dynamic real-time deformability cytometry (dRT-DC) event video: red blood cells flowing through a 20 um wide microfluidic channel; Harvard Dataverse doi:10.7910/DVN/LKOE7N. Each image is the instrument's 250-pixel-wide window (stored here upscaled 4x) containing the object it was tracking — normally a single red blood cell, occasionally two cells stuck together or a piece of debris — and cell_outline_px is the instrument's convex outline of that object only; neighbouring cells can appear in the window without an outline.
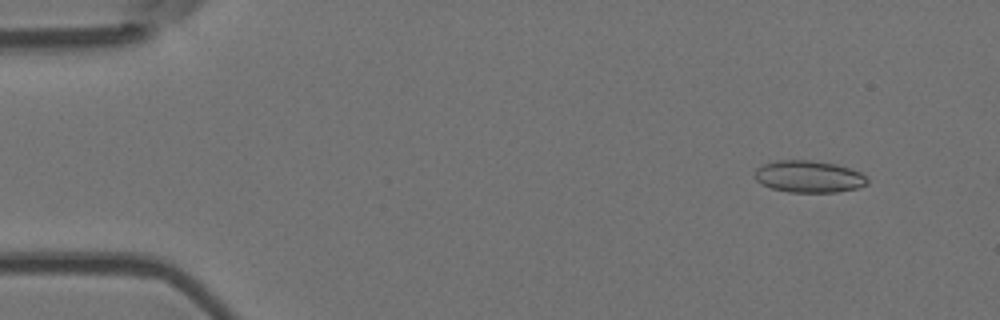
{"species": "Egyptian fruit bat (a non-hibernating species)", "species_latin": "Rousettus aegyptiacus", "temperature_condition": "room temperature", "stored_images_in_passage": 11, "camera_frame_rate_fps": 3000, "um_per_image_px": 0.085, "animal": {"sex": "female"}, "frame": {"image": 1, "passage_image": 5, "time_ms": 1.333, "image_size_px": [1000, 320], "cell_outline_px": [[868, 184], [860, 188], [836, 192], [788, 192], [772, 188], [760, 184], [752, 176], [756, 168], [764, 164], [776, 160], [812, 160], [836, 164], [860, 172], [868, 180]], "centroid_in_image_um": [68.72, 15.01], "position_along_channel_um": 16.3, "area_um2": 21.15}}